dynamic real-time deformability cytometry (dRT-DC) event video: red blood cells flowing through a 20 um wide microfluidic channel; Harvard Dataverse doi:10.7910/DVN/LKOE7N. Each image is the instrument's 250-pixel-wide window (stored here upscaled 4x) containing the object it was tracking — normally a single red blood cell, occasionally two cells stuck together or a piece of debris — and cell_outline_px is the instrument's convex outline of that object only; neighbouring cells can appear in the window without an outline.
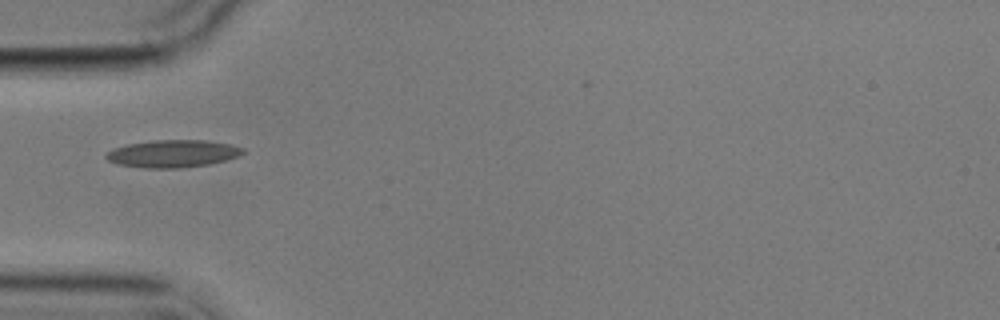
{"species": "common noctule bat (a hibernating species)", "species_latin": "Nyctalus noctula", "temperature_condition": "cold", "stored_images_in_passage": 11, "camera_frame_rate_fps": 3000, "um_per_image_px": 0.085, "animal": {"sex": "male", "body_mass_g": 17.9}, "frame": {"image": 1, "passage_image": 1, "time_ms": 0.0, "image_size_px": [1000, 320], "cell_outline_px": [[248, 152], [240, 156], [208, 164], [176, 168], [144, 168], [116, 164], [108, 160], [104, 156], [112, 148], [128, 144], [152, 140], [208, 140], [232, 144], [244, 148]], "centroid_in_image_um": [14.71, 13.05], "position_along_channel_um": 70.3, "area_um2": 22.08}}
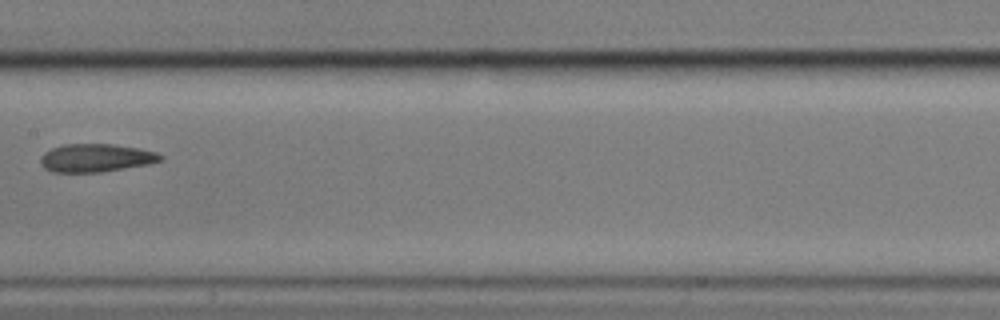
{"frame": {"image": 2, "passage_image": 4, "time_ms": 3.667, "image_size_px": [1000, 320], "cell_outline_px": [[164, 160], [148, 164], [100, 172], [52, 172], [44, 168], [40, 164], [40, 156], [44, 152], [52, 148], [64, 144], [112, 144], [140, 148], [156, 152], [164, 156]], "centroid_in_image_um": [8.15, 13.42], "position_along_channel_um": 199.3, "area_um2": 19.77}}
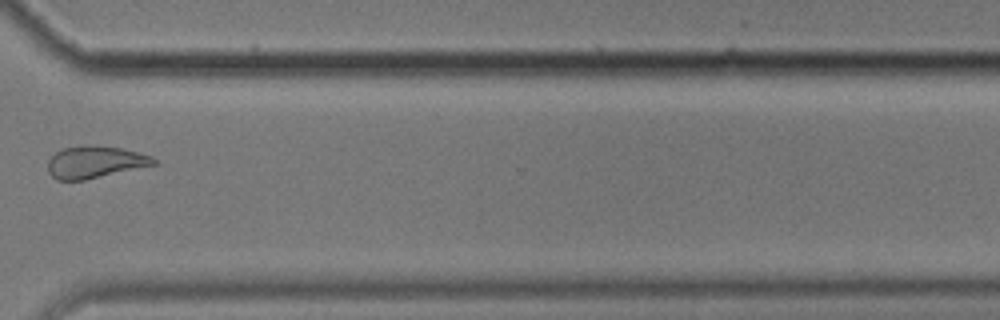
{"frame": {"image": 3, "passage_image": 8, "time_ms": 8.333, "image_size_px": [1000, 320], "cell_outline_px": [[156, 164], [84, 180], [56, 180], [48, 172], [48, 160], [60, 148], [88, 144], [120, 148], [152, 156], [156, 160]], "centroid_in_image_um": [8.03, 13.76], "position_along_channel_um": 362.6, "area_um2": 19.71}, "authors_computed_cell_mechanics": {"area_um2": 20.0566, "velocity_mm_per_s": 3.5079, "shape_relaxation_time_tau1_ms": null, "shape_relaxation_time_tau2_ms": 3.1216, "deformation_change_tau1": null, "deformation_change_tau2": 0.0977}}